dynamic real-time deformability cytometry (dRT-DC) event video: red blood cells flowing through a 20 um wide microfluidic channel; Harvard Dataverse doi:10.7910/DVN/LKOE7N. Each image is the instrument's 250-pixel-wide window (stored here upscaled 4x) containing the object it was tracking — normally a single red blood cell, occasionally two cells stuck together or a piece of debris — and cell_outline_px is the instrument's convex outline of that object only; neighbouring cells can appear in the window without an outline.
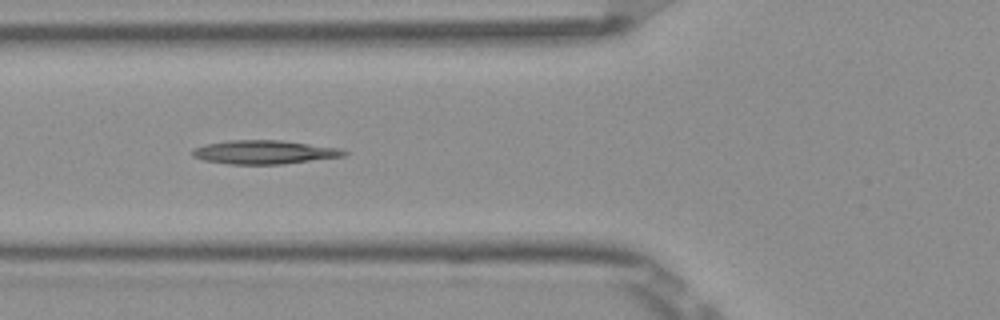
{"species": "Egyptian fruit bat (a non-hibernating species)", "species_latin": "Rousettus aegyptiacus", "temperature_condition": "room temperature", "stored_images_in_passage": 7, "camera_frame_rate_fps": 3000, "um_per_image_px": 0.085, "frame": {"image": 1, "passage_image": 6, "time_ms": 1.667, "image_size_px": [1000, 320], "cell_outline_px": [[348, 152], [344, 156], [280, 164], [228, 164], [204, 160], [192, 156], [192, 148], [204, 144], [228, 140], [280, 140], [340, 148]], "centroid_in_image_um": [22.41, 12.92], "position_along_channel_um": 103.4, "area_um2": 20.87}}
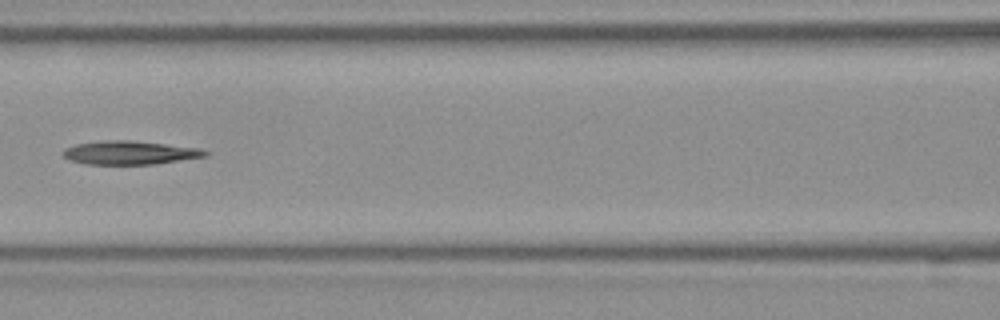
{"frame": {"image": 2, "passage_image": 7, "time_ms": 2.0, "image_size_px": [1000, 320], "cell_outline_px": [[208, 156], [156, 164], [84, 164], [68, 160], [64, 156], [64, 148], [76, 144], [104, 140], [132, 140], [200, 148], [208, 152]], "centroid_in_image_um": [11.04, 12.98], "position_along_channel_um": 155.6, "area_um2": 19.59}}